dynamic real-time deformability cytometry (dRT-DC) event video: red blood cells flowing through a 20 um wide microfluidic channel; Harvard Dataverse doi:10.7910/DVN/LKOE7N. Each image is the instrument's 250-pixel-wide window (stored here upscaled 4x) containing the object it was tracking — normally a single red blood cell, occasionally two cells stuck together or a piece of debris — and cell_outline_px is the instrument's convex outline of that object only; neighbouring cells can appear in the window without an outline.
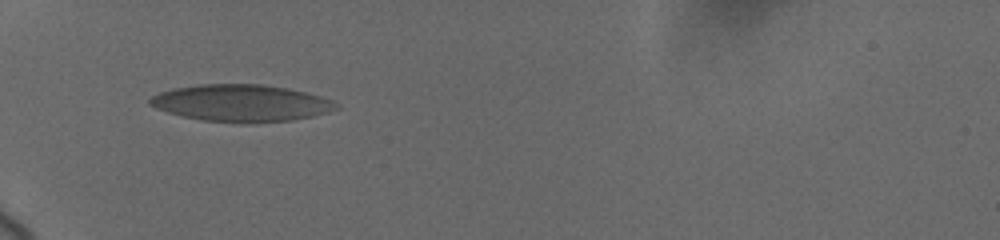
{"species": "human", "species_latin": "Homo sapiens", "temperature_condition": "cold", "stored_images_in_passage": 62, "camera_frame_rate_fps": 3000, "um_per_image_px": 0.085, "donor": {"sex": "female"}, "frame": {"image": 1, "passage_image": 1, "time_ms": 0.0, "image_size_px": [1000, 240], "cell_outline_px": [[340, 108], [328, 112], [312, 116], [292, 120], [204, 120], [184, 116], [168, 112], [156, 108], [148, 104], [148, 100], [152, 96], [160, 92], [176, 88], [200, 84], [260, 84], [288, 88], [320, 96], [332, 100]], "centroid_in_image_um": [20.49, 8.72], "position_along_channel_um": 64.5, "area_um2": 38.78}}
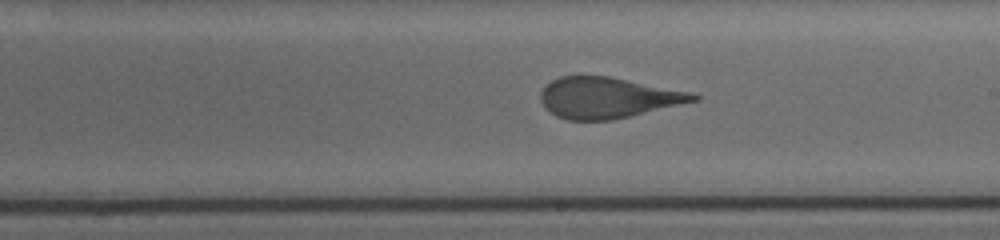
{"frame": {"image": 2, "passage_image": 25, "time_ms": 5.0, "image_size_px": [1000, 240], "cell_outline_px": [[700, 100], [612, 120], [568, 120], [556, 116], [540, 100], [540, 92], [552, 80], [560, 76], [608, 76], [692, 92], [700, 96]], "centroid_in_image_um": [51.69, 8.3], "position_along_channel_um": 237.3, "area_um2": 36.07}}
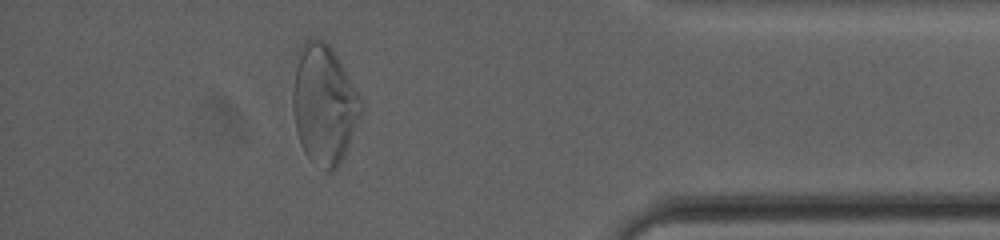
{"frame": {"image": 3, "passage_image": 53, "time_ms": 10.333, "image_size_px": [1000, 240], "cell_outline_px": [[364, 104], [360, 116], [344, 156], [340, 164], [332, 172], [328, 172], [312, 160], [304, 152], [300, 144], [296, 132], [292, 108], [292, 92], [296, 52], [304, 40], [324, 40], [332, 48]], "centroid_in_image_um": [27.51, 8.86], "position_along_channel_um": 407.7, "area_um2": 47.51}, "authors_computed_cell_mechanics": {"area_um2": 38.437, "velocity_mm_per_s": 3.6857, "shape_relaxation_time_tau1_ms": null, "shape_relaxation_time_tau2_ms": 0.6278, "deformation_change_tau1": null, "deformation_change_tau2": 0.0864}}